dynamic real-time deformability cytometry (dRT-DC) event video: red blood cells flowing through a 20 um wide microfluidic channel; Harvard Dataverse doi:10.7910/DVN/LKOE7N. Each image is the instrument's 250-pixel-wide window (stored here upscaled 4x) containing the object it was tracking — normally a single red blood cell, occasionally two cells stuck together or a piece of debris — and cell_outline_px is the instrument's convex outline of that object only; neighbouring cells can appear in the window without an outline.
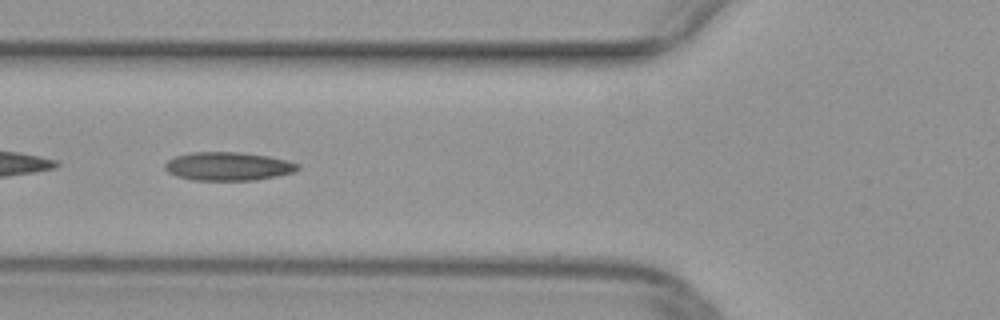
{"species": "common noctule bat (a hibernating species)", "species_latin": "Nyctalus noctula", "temperature_condition": "warm", "stored_images_in_passage": 40, "camera_frame_rate_fps": 3000, "um_per_image_px": 0.085, "animal": {"sex": "female", "body_mass_g": 29.2, "forearm_length_mm": 56.3}, "frame": {"image": 1, "passage_image": 9, "time_ms": 2.667, "image_size_px": [1000, 320], "cell_outline_px": [[300, 168], [296, 172], [256, 180], [192, 180], [176, 176], [168, 172], [164, 168], [164, 164], [168, 160], [176, 156], [192, 152], [240, 152], [268, 156], [288, 160], [300, 164]], "centroid_in_image_um": [19.41, 14.14], "position_along_channel_um": 106.4, "area_um2": 22.2}}
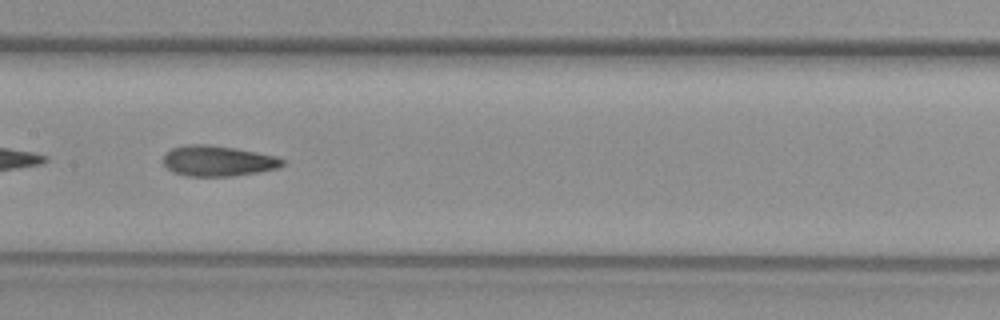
{"frame": {"image": 2, "passage_image": 15, "time_ms": 4.667, "image_size_px": [1000, 320], "cell_outline_px": [[284, 164], [280, 168], [232, 176], [188, 176], [172, 172], [164, 164], [164, 156], [172, 148], [188, 144], [204, 144], [236, 148], [276, 156], [284, 160]], "centroid_in_image_um": [18.53, 13.68], "position_along_channel_um": 188.9, "area_um2": 21.1}}
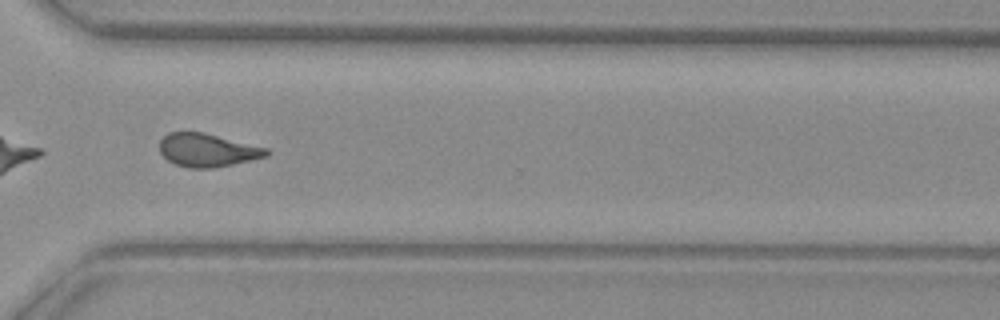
{"frame": {"image": 3, "passage_image": 27, "time_ms": 8.667, "image_size_px": [1000, 320], "cell_outline_px": [[268, 156], [232, 164], [212, 168], [188, 168], [176, 164], [168, 160], [160, 152], [160, 140], [168, 132], [204, 132], [268, 148]], "centroid_in_image_um": [17.62, 12.75], "position_along_channel_um": 353.0, "area_um2": 20.58}}